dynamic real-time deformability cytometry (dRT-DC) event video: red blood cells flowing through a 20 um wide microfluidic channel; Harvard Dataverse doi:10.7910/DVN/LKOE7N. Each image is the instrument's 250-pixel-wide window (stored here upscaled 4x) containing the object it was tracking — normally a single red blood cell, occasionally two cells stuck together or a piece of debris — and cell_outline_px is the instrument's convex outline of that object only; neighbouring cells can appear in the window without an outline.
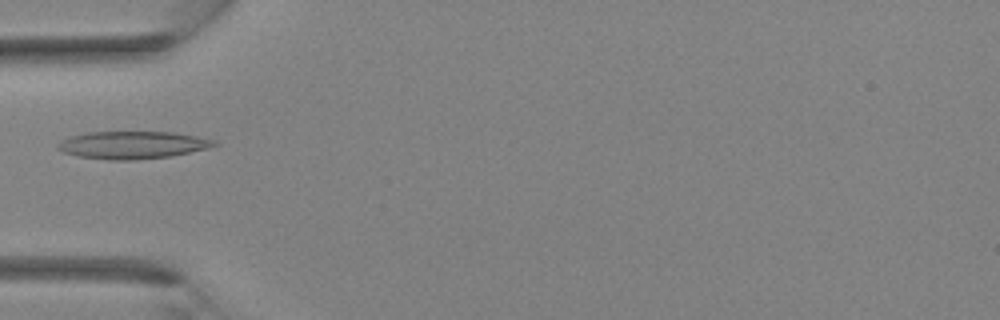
{"species": "Egyptian fruit bat (a non-hibernating species)", "species_latin": "Rousettus aegyptiacus", "temperature_condition": "room temperature", "stored_images_in_passage": 35, "camera_frame_rate_fps": 3000, "um_per_image_px": 0.085, "animal": {"sex": "female"}, "frame": {"image": 1, "passage_image": 12, "time_ms": 3.667, "image_size_px": [1000, 320], "cell_outline_px": [[220, 144], [208, 148], [168, 156], [136, 160], [108, 160], [76, 156], [64, 152], [56, 148], [56, 144], [60, 140], [84, 132], [172, 132], [196, 136], [216, 140]], "centroid_in_image_um": [11.23, 12.32], "position_along_channel_um": 73.8, "area_um2": 25.14}}
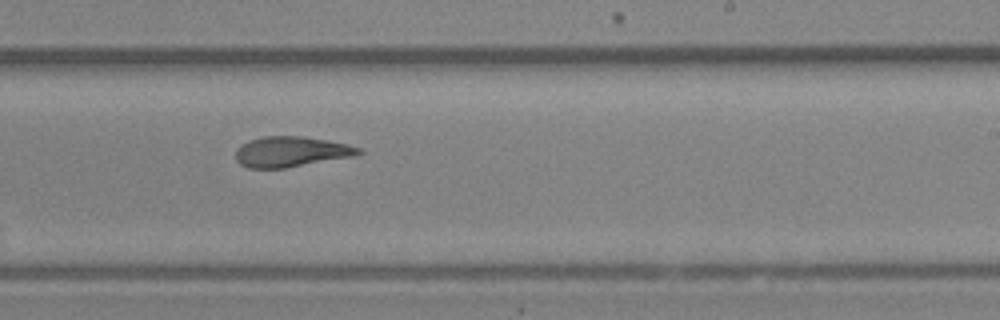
{"frame": {"image": 2, "passage_image": 22, "time_ms": 7.0, "image_size_px": [1000, 320], "cell_outline_px": [[364, 152], [352, 156], [284, 168], [248, 168], [240, 164], [236, 160], [236, 148], [248, 140], [264, 136], [304, 136], [348, 144], [360, 148]], "centroid_in_image_um": [24.7, 12.89], "position_along_channel_um": 264.3, "area_um2": 21.68}}
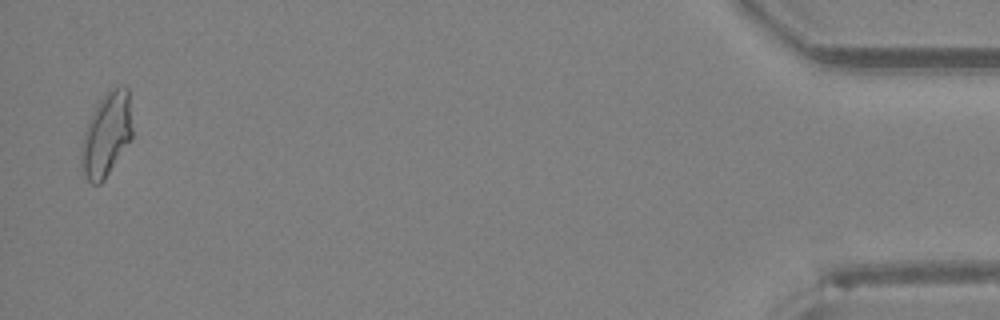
{"frame": {"image": 3, "passage_image": 35, "time_ms": 11.333, "image_size_px": [1000, 320], "cell_outline_px": [[132, 136], [104, 180], [100, 184], [92, 184], [88, 180], [80, 164], [80, 144], [88, 120], [96, 104], [112, 88], [120, 84], [124, 84], [128, 88], [132, 128]], "centroid_in_image_um": [9.03, 11.41], "position_along_channel_um": 426.2, "area_um2": 24.85}}